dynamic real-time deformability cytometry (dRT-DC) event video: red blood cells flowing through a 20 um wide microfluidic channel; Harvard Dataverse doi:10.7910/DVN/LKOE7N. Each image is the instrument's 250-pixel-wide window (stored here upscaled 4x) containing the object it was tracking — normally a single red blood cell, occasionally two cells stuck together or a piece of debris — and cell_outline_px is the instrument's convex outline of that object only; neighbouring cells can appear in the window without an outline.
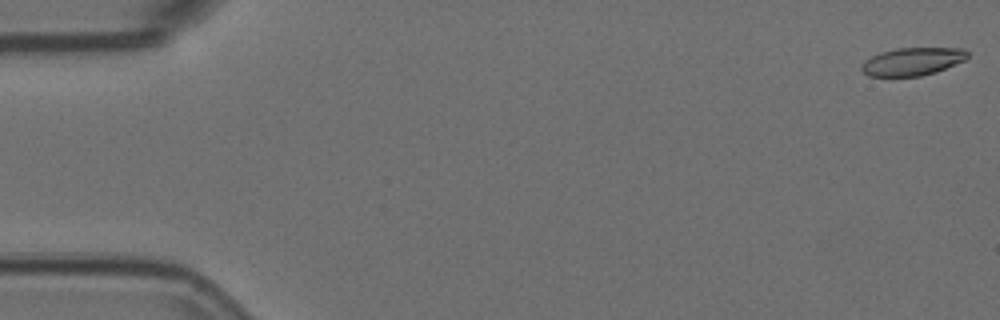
{"species": "Egyptian fruit bat (a non-hibernating species)", "species_latin": "Rousettus aegyptiacus", "temperature_condition": "room temperature", "stored_images_in_passage": 4, "camera_frame_rate_fps": 3000, "um_per_image_px": 0.085, "animal": {"sex": "female"}, "frame": {"image": 1, "passage_image": 1, "time_ms": 0.0, "image_size_px": [1000, 320], "cell_outline_px": [[968, 56], [964, 60], [936, 72], [920, 76], [868, 76], [860, 68], [860, 64], [864, 60], [880, 52], [896, 48], [964, 48], [968, 52]], "centroid_in_image_um": [77.53, 5.22], "position_along_channel_um": 7.5, "area_um2": 17.22}}